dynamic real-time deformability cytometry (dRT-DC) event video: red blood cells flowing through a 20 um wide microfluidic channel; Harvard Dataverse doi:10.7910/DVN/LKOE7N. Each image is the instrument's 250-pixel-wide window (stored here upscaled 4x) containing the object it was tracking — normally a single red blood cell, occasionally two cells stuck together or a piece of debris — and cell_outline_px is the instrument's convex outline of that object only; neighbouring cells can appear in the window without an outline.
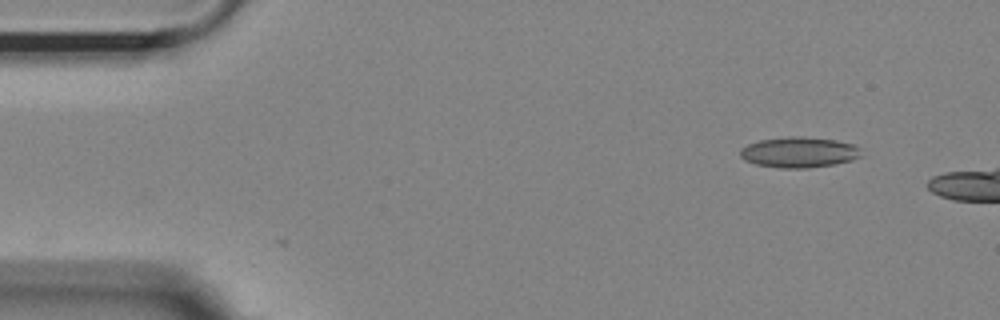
{"species": "Egyptian fruit bat (a non-hibernating species)", "species_latin": "Rousettus aegyptiacus", "temperature_condition": "room temperature", "stored_images_in_passage": 11, "camera_frame_rate_fps": 3000, "um_per_image_px": 0.085, "animal": {"sex": "female"}, "frame": {"image": 1, "passage_image": 1, "time_ms": 0.0, "image_size_px": [1000, 320], "cell_outline_px": [[864, 156], [852, 160], [832, 164], [808, 168], [780, 168], [756, 164], [744, 160], [740, 156], [740, 148], [748, 144], [760, 140], [792, 136], [800, 136], [836, 140], [852, 144], [860, 148]], "centroid_in_image_um": [67.93, 12.94], "position_along_channel_um": 17.1, "area_um2": 21.62}}